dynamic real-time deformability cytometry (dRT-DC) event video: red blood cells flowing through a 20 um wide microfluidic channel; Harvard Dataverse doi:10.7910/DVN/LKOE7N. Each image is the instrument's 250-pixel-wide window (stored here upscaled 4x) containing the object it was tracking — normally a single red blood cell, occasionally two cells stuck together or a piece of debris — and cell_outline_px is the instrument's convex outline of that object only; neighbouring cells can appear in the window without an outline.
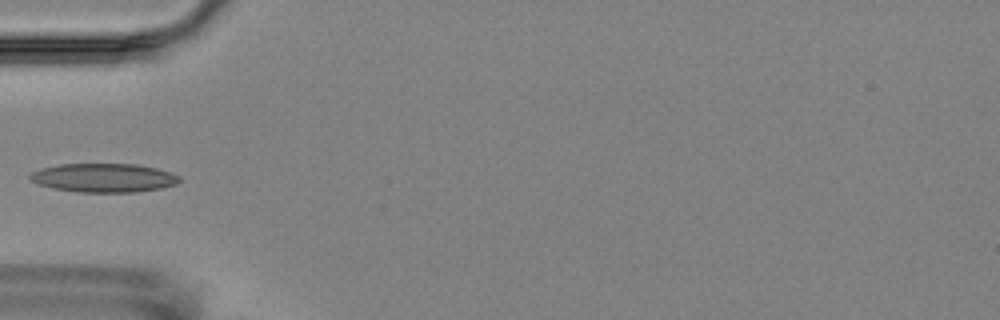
{"species": "Egyptian fruit bat (a non-hibernating species)", "species_latin": "Rousettus aegyptiacus", "temperature_condition": "room temperature", "stored_images_in_passage": 7, "camera_frame_rate_fps": 3000, "um_per_image_px": 0.085, "animal": {"sex": "female"}, "frame": {"image": 1, "passage_image": 5, "time_ms": 4.667, "image_size_px": [1000, 320], "cell_outline_px": [[180, 180], [176, 184], [160, 188], [136, 192], [80, 192], [52, 188], [28, 180], [28, 176], [32, 172], [40, 168], [60, 164], [136, 164], [156, 168], [172, 172], [180, 176]], "centroid_in_image_um": [8.81, 15.11], "position_along_channel_um": 76.2, "area_um2": 25.14}}
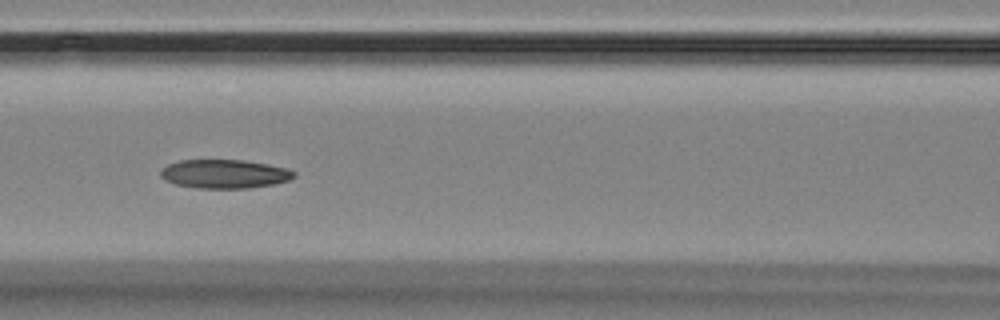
{"frame": {"image": 2, "passage_image": 7, "time_ms": 6.667, "image_size_px": [1000, 320], "cell_outline_px": [[296, 176], [288, 180], [276, 184], [248, 188], [196, 188], [176, 184], [164, 180], [160, 176], [160, 172], [168, 164], [180, 160], [244, 160], [268, 164], [284, 168], [296, 172]], "centroid_in_image_um": [19.08, 14.78], "position_along_channel_um": 147.5, "area_um2": 22.37}}